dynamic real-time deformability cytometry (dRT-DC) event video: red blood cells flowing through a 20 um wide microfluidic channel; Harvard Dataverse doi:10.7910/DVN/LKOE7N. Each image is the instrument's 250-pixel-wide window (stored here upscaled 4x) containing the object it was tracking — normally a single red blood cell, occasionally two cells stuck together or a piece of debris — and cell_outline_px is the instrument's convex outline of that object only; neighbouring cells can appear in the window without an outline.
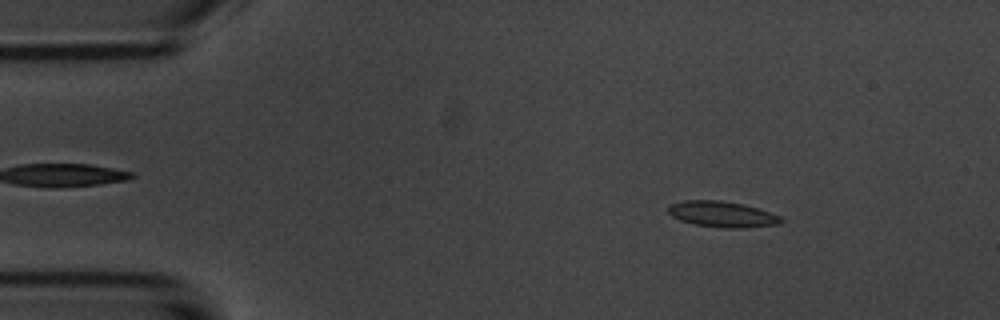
{"species": "common noctule bat (a hibernating species)", "species_latin": "Nyctalus noctula", "temperature_condition": "room temperature", "stored_images_in_passage": 53, "camera_frame_rate_fps": 3000, "um_per_image_px": 0.085, "animal": {"sex": "male", "body_mass_g": 20.1, "forearm_length_mm": 53.5}, "frame": {"image": 1, "passage_image": 7, "time_ms": 2.0, "image_size_px": [1000, 320], "cell_outline_px": [[784, 220], [780, 224], [744, 228], [724, 228], [696, 224], [680, 220], [672, 216], [668, 212], [668, 204], [680, 200], [720, 200], [744, 204], [780, 216]], "centroid_in_image_um": [61.36, 18.2], "position_along_channel_um": 23.6, "area_um2": 17.05}}
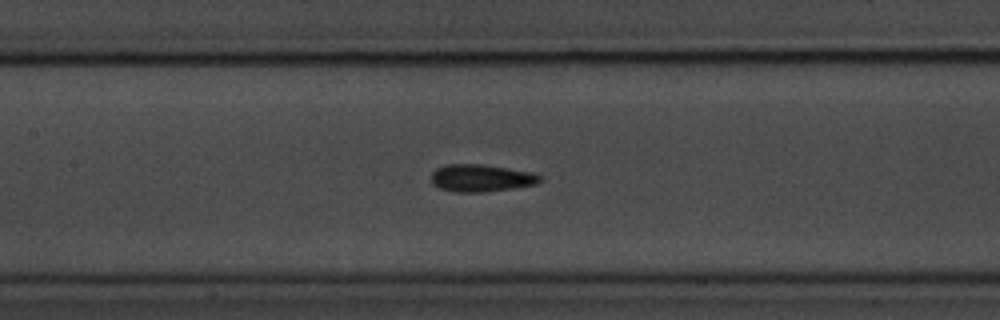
{"frame": {"image": 2, "passage_image": 24, "time_ms": 7.667, "image_size_px": [1000, 320], "cell_outline_px": [[544, 180], [536, 184], [512, 188], [484, 192], [456, 192], [440, 188], [432, 184], [432, 172], [436, 168], [444, 164], [480, 164], [532, 172], [540, 176]], "centroid_in_image_um": [40.88, 15.13], "position_along_channel_um": 166.5, "area_um2": 17.28}}
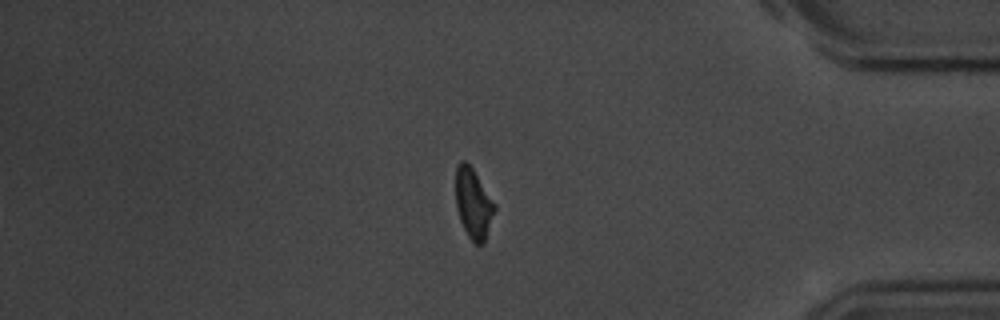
{"frame": {"image": 3, "passage_image": 45, "time_ms": 14.667, "image_size_px": [1000, 320], "cell_outline_px": [[496, 208], [484, 244], [476, 244], [468, 236], [460, 220], [456, 208], [456, 164], [460, 160], [464, 160], [472, 168], [496, 204]], "centroid_in_image_um": [40.23, 17.29], "position_along_channel_um": 395.0, "area_um2": 15.9}, "authors_computed_cell_mechanics": {"area_um2": 16.2996, "velocity_mm_per_s": 3.6972, "shape_relaxation_time_tau1_ms": 2.9238, "shape_relaxation_time_tau2_ms": 3.4718, "deformation_change_tau1": 0.0873, "deformation_change_tau2": 0.0832}}